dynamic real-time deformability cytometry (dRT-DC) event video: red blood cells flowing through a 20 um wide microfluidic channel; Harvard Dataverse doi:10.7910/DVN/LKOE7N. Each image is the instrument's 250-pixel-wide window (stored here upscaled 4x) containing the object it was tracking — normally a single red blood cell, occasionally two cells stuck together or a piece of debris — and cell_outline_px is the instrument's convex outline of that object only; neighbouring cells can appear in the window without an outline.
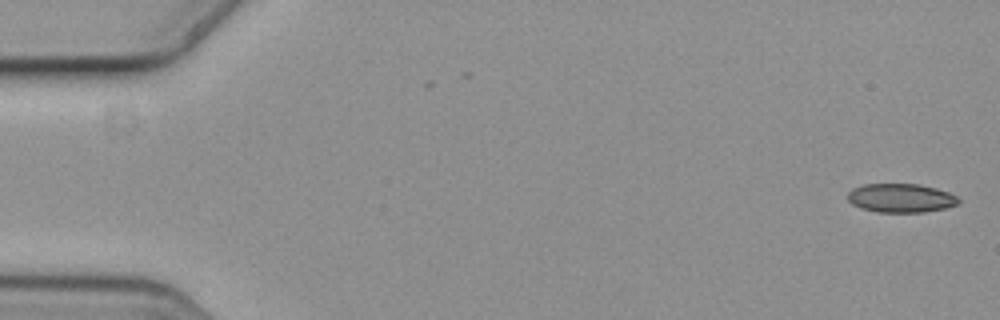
{"species": "common noctule bat (a hibernating species)", "species_latin": "Nyctalus noctula", "temperature_condition": "cold", "stored_images_in_passage": 6, "camera_frame_rate_fps": 3000, "um_per_image_px": 0.085, "animal": {"sex": "female", "body_mass_g": 19.3, "forearm_length_mm": 54.1}, "frame": {"image": 1, "passage_image": 1, "time_ms": 0.0, "image_size_px": [1000, 320], "cell_outline_px": [[960, 200], [956, 204], [944, 208], [924, 212], [876, 212], [852, 204], [848, 200], [848, 192], [852, 188], [864, 184], [920, 184], [936, 188], [948, 192], [956, 196]], "centroid_in_image_um": [76.56, 16.82], "position_along_channel_um": 8.4, "area_um2": 18.5}}
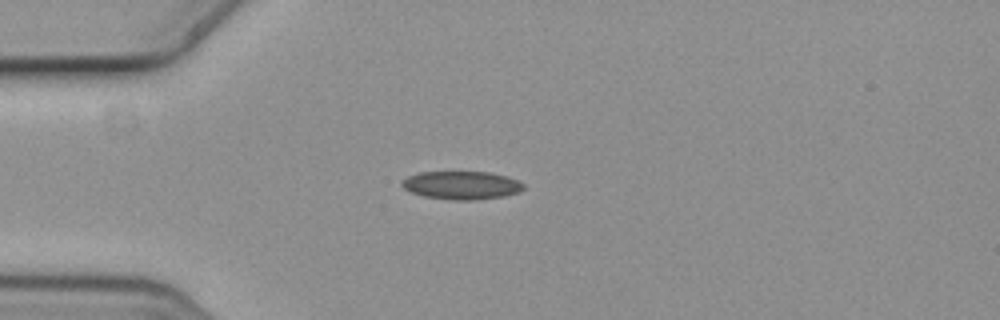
{"frame": {"image": 2, "passage_image": 5, "time_ms": 1.333, "image_size_px": [1000, 320], "cell_outline_px": [[524, 188], [520, 192], [504, 196], [476, 200], [452, 200], [424, 196], [412, 192], [404, 188], [400, 184], [408, 176], [420, 172], [488, 172], [504, 176], [516, 180], [524, 184]], "centroid_in_image_um": [39.24, 15.75], "position_along_channel_um": 45.8, "area_um2": 19.83}}